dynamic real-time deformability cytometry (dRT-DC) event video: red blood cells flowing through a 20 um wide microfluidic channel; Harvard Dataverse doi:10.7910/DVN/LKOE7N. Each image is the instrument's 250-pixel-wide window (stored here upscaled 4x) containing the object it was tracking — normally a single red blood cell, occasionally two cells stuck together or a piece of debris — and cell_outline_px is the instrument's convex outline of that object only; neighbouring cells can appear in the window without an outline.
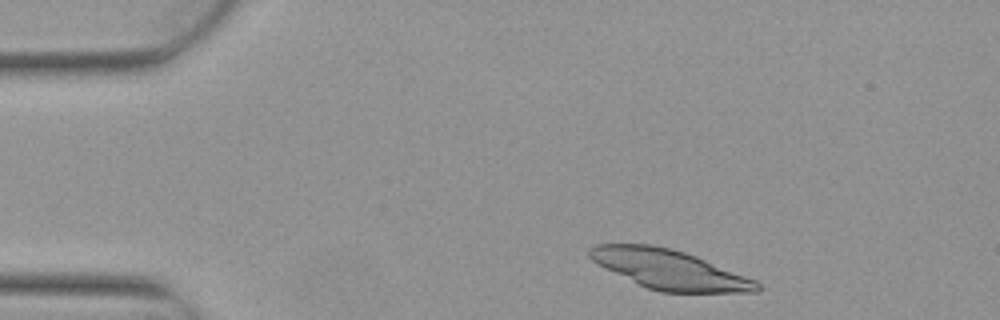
{"species": "Egyptian fruit bat (a non-hibernating species)", "species_latin": "Rousettus aegyptiacus", "temperature_condition": "warm", "stored_images_in_passage": 3, "camera_frame_rate_fps": 3000, "um_per_image_px": 0.085, "animal": {"sex": "female"}, "frame": {"image": 1, "passage_image": 1, "time_ms": 0.0, "image_size_px": [1000, 320], "cell_outline_px": [[764, 288], [760, 292], [660, 292], [648, 288], [604, 268], [596, 264], [588, 256], [588, 248], [596, 244], [652, 244], [672, 248], [696, 256], [756, 280]], "centroid_in_image_um": [56.9, 22.9], "position_along_channel_um": 28.1, "area_um2": 38.49}}